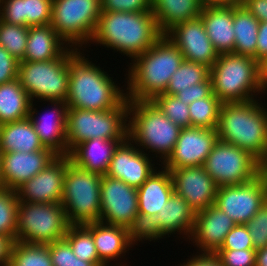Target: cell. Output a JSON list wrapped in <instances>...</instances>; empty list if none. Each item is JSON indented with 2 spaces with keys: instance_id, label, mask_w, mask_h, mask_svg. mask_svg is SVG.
Listing matches in <instances>:
<instances>
[{
  "instance_id": "9c48e42d",
  "label": "cell",
  "mask_w": 267,
  "mask_h": 266,
  "mask_svg": "<svg viewBox=\"0 0 267 266\" xmlns=\"http://www.w3.org/2000/svg\"><path fill=\"white\" fill-rule=\"evenodd\" d=\"M78 51L70 48L51 61H19L18 79L31 101H66L69 85V59ZM35 98V99H34Z\"/></svg>"
},
{
  "instance_id": "ffe728a7",
  "label": "cell",
  "mask_w": 267,
  "mask_h": 266,
  "mask_svg": "<svg viewBox=\"0 0 267 266\" xmlns=\"http://www.w3.org/2000/svg\"><path fill=\"white\" fill-rule=\"evenodd\" d=\"M57 156L52 150L1 153V187L16 190Z\"/></svg>"
},
{
  "instance_id": "91938a15",
  "label": "cell",
  "mask_w": 267,
  "mask_h": 266,
  "mask_svg": "<svg viewBox=\"0 0 267 266\" xmlns=\"http://www.w3.org/2000/svg\"><path fill=\"white\" fill-rule=\"evenodd\" d=\"M0 186H1V151H0Z\"/></svg>"
},
{
  "instance_id": "8992f818",
  "label": "cell",
  "mask_w": 267,
  "mask_h": 266,
  "mask_svg": "<svg viewBox=\"0 0 267 266\" xmlns=\"http://www.w3.org/2000/svg\"><path fill=\"white\" fill-rule=\"evenodd\" d=\"M181 129L153 101L129 100L128 138L146 154L155 152L159 162L172 153Z\"/></svg>"
},
{
  "instance_id": "681fc988",
  "label": "cell",
  "mask_w": 267,
  "mask_h": 266,
  "mask_svg": "<svg viewBox=\"0 0 267 266\" xmlns=\"http://www.w3.org/2000/svg\"><path fill=\"white\" fill-rule=\"evenodd\" d=\"M256 61L262 66L267 61V22H259Z\"/></svg>"
},
{
  "instance_id": "f6af8a7d",
  "label": "cell",
  "mask_w": 267,
  "mask_h": 266,
  "mask_svg": "<svg viewBox=\"0 0 267 266\" xmlns=\"http://www.w3.org/2000/svg\"><path fill=\"white\" fill-rule=\"evenodd\" d=\"M220 249H254L252 238L245 224H236L226 235Z\"/></svg>"
},
{
  "instance_id": "cb8c5ba5",
  "label": "cell",
  "mask_w": 267,
  "mask_h": 266,
  "mask_svg": "<svg viewBox=\"0 0 267 266\" xmlns=\"http://www.w3.org/2000/svg\"><path fill=\"white\" fill-rule=\"evenodd\" d=\"M126 139H90L76 145L70 152L69 158L76 166L106 175L115 149Z\"/></svg>"
},
{
  "instance_id": "8fae6325",
  "label": "cell",
  "mask_w": 267,
  "mask_h": 266,
  "mask_svg": "<svg viewBox=\"0 0 267 266\" xmlns=\"http://www.w3.org/2000/svg\"><path fill=\"white\" fill-rule=\"evenodd\" d=\"M101 13V0H53L51 26L71 48L83 50Z\"/></svg>"
},
{
  "instance_id": "7dc6e473",
  "label": "cell",
  "mask_w": 267,
  "mask_h": 266,
  "mask_svg": "<svg viewBox=\"0 0 267 266\" xmlns=\"http://www.w3.org/2000/svg\"><path fill=\"white\" fill-rule=\"evenodd\" d=\"M19 61L0 45V84L18 78Z\"/></svg>"
},
{
  "instance_id": "f35d334b",
  "label": "cell",
  "mask_w": 267,
  "mask_h": 266,
  "mask_svg": "<svg viewBox=\"0 0 267 266\" xmlns=\"http://www.w3.org/2000/svg\"><path fill=\"white\" fill-rule=\"evenodd\" d=\"M127 235L130 243L134 246L138 241L141 243L143 240L156 242L157 240L166 238L162 234L160 227L157 225L155 215H148L138 213V215L126 227ZM156 240V241H155Z\"/></svg>"
},
{
  "instance_id": "44dd1931",
  "label": "cell",
  "mask_w": 267,
  "mask_h": 266,
  "mask_svg": "<svg viewBox=\"0 0 267 266\" xmlns=\"http://www.w3.org/2000/svg\"><path fill=\"white\" fill-rule=\"evenodd\" d=\"M236 223L225 212L211 205L196 213L189 238L199 248L198 254H215L223 245L227 233Z\"/></svg>"
},
{
  "instance_id": "ac0fdd59",
  "label": "cell",
  "mask_w": 267,
  "mask_h": 266,
  "mask_svg": "<svg viewBox=\"0 0 267 266\" xmlns=\"http://www.w3.org/2000/svg\"><path fill=\"white\" fill-rule=\"evenodd\" d=\"M174 192L197 213L215 203L218 186L204 166L170 169Z\"/></svg>"
},
{
  "instance_id": "1f68e13d",
  "label": "cell",
  "mask_w": 267,
  "mask_h": 266,
  "mask_svg": "<svg viewBox=\"0 0 267 266\" xmlns=\"http://www.w3.org/2000/svg\"><path fill=\"white\" fill-rule=\"evenodd\" d=\"M31 102L18 78L0 84V125L29 117Z\"/></svg>"
},
{
  "instance_id": "484cf974",
  "label": "cell",
  "mask_w": 267,
  "mask_h": 266,
  "mask_svg": "<svg viewBox=\"0 0 267 266\" xmlns=\"http://www.w3.org/2000/svg\"><path fill=\"white\" fill-rule=\"evenodd\" d=\"M84 226L92 233L98 257L106 266L121 256L125 257L130 247H133L125 227L102 222H91Z\"/></svg>"
},
{
  "instance_id": "4dcf8cb0",
  "label": "cell",
  "mask_w": 267,
  "mask_h": 266,
  "mask_svg": "<svg viewBox=\"0 0 267 266\" xmlns=\"http://www.w3.org/2000/svg\"><path fill=\"white\" fill-rule=\"evenodd\" d=\"M50 150L43 146L29 117L0 125V151L34 152Z\"/></svg>"
},
{
  "instance_id": "ee69618b",
  "label": "cell",
  "mask_w": 267,
  "mask_h": 266,
  "mask_svg": "<svg viewBox=\"0 0 267 266\" xmlns=\"http://www.w3.org/2000/svg\"><path fill=\"white\" fill-rule=\"evenodd\" d=\"M214 255L218 258L222 266H255V249H219Z\"/></svg>"
},
{
  "instance_id": "4fadbf2b",
  "label": "cell",
  "mask_w": 267,
  "mask_h": 266,
  "mask_svg": "<svg viewBox=\"0 0 267 266\" xmlns=\"http://www.w3.org/2000/svg\"><path fill=\"white\" fill-rule=\"evenodd\" d=\"M266 200L267 176L261 172L247 183L218 187L214 205L236 224H246Z\"/></svg>"
},
{
  "instance_id": "d590c367",
  "label": "cell",
  "mask_w": 267,
  "mask_h": 266,
  "mask_svg": "<svg viewBox=\"0 0 267 266\" xmlns=\"http://www.w3.org/2000/svg\"><path fill=\"white\" fill-rule=\"evenodd\" d=\"M9 266H53L48 244L16 241Z\"/></svg>"
},
{
  "instance_id": "f5cc1de1",
  "label": "cell",
  "mask_w": 267,
  "mask_h": 266,
  "mask_svg": "<svg viewBox=\"0 0 267 266\" xmlns=\"http://www.w3.org/2000/svg\"><path fill=\"white\" fill-rule=\"evenodd\" d=\"M187 262V263H186ZM179 266H222L214 254H195Z\"/></svg>"
},
{
  "instance_id": "680465c9",
  "label": "cell",
  "mask_w": 267,
  "mask_h": 266,
  "mask_svg": "<svg viewBox=\"0 0 267 266\" xmlns=\"http://www.w3.org/2000/svg\"><path fill=\"white\" fill-rule=\"evenodd\" d=\"M247 0H230V5H243Z\"/></svg>"
},
{
  "instance_id": "d6a6232c",
  "label": "cell",
  "mask_w": 267,
  "mask_h": 266,
  "mask_svg": "<svg viewBox=\"0 0 267 266\" xmlns=\"http://www.w3.org/2000/svg\"><path fill=\"white\" fill-rule=\"evenodd\" d=\"M259 21L244 5H233V30L235 46L233 53L246 55L256 60Z\"/></svg>"
},
{
  "instance_id": "52a82bcc",
  "label": "cell",
  "mask_w": 267,
  "mask_h": 266,
  "mask_svg": "<svg viewBox=\"0 0 267 266\" xmlns=\"http://www.w3.org/2000/svg\"><path fill=\"white\" fill-rule=\"evenodd\" d=\"M128 108L126 98L118 107L106 111L68 108L66 121L67 155L79 143L90 139H127Z\"/></svg>"
},
{
  "instance_id": "74e56055",
  "label": "cell",
  "mask_w": 267,
  "mask_h": 266,
  "mask_svg": "<svg viewBox=\"0 0 267 266\" xmlns=\"http://www.w3.org/2000/svg\"><path fill=\"white\" fill-rule=\"evenodd\" d=\"M28 27L9 24L0 19V45L18 61L24 58Z\"/></svg>"
},
{
  "instance_id": "7a4b0ae2",
  "label": "cell",
  "mask_w": 267,
  "mask_h": 266,
  "mask_svg": "<svg viewBox=\"0 0 267 266\" xmlns=\"http://www.w3.org/2000/svg\"><path fill=\"white\" fill-rule=\"evenodd\" d=\"M162 35L152 11H102L90 43L119 51L133 60Z\"/></svg>"
},
{
  "instance_id": "bcb514c9",
  "label": "cell",
  "mask_w": 267,
  "mask_h": 266,
  "mask_svg": "<svg viewBox=\"0 0 267 266\" xmlns=\"http://www.w3.org/2000/svg\"><path fill=\"white\" fill-rule=\"evenodd\" d=\"M102 11L146 12L151 11V0H101Z\"/></svg>"
},
{
  "instance_id": "83f0119b",
  "label": "cell",
  "mask_w": 267,
  "mask_h": 266,
  "mask_svg": "<svg viewBox=\"0 0 267 266\" xmlns=\"http://www.w3.org/2000/svg\"><path fill=\"white\" fill-rule=\"evenodd\" d=\"M196 212L187 204L186 200L173 192L166 205L155 214L157 225L164 236L169 234L185 235L189 239L195 225ZM187 237V238H186Z\"/></svg>"
},
{
  "instance_id": "b9f144b4",
  "label": "cell",
  "mask_w": 267,
  "mask_h": 266,
  "mask_svg": "<svg viewBox=\"0 0 267 266\" xmlns=\"http://www.w3.org/2000/svg\"><path fill=\"white\" fill-rule=\"evenodd\" d=\"M48 248L53 266H98L77 258L65 239L48 244Z\"/></svg>"
},
{
  "instance_id": "d6986e66",
  "label": "cell",
  "mask_w": 267,
  "mask_h": 266,
  "mask_svg": "<svg viewBox=\"0 0 267 266\" xmlns=\"http://www.w3.org/2000/svg\"><path fill=\"white\" fill-rule=\"evenodd\" d=\"M153 161L127 138L115 149L106 175L138 189L156 170Z\"/></svg>"
},
{
  "instance_id": "e575fe53",
  "label": "cell",
  "mask_w": 267,
  "mask_h": 266,
  "mask_svg": "<svg viewBox=\"0 0 267 266\" xmlns=\"http://www.w3.org/2000/svg\"><path fill=\"white\" fill-rule=\"evenodd\" d=\"M210 77V69L203 64L183 60L171 76L165 94L176 95L187 87L205 82Z\"/></svg>"
},
{
  "instance_id": "603a6c76",
  "label": "cell",
  "mask_w": 267,
  "mask_h": 266,
  "mask_svg": "<svg viewBox=\"0 0 267 266\" xmlns=\"http://www.w3.org/2000/svg\"><path fill=\"white\" fill-rule=\"evenodd\" d=\"M199 17L218 54L233 53V5H206Z\"/></svg>"
},
{
  "instance_id": "8d00e7d4",
  "label": "cell",
  "mask_w": 267,
  "mask_h": 266,
  "mask_svg": "<svg viewBox=\"0 0 267 266\" xmlns=\"http://www.w3.org/2000/svg\"><path fill=\"white\" fill-rule=\"evenodd\" d=\"M222 102L212 93L189 104L191 126L216 129Z\"/></svg>"
},
{
  "instance_id": "9f6ffc18",
  "label": "cell",
  "mask_w": 267,
  "mask_h": 266,
  "mask_svg": "<svg viewBox=\"0 0 267 266\" xmlns=\"http://www.w3.org/2000/svg\"><path fill=\"white\" fill-rule=\"evenodd\" d=\"M262 82L264 91H267V61L262 65Z\"/></svg>"
},
{
  "instance_id": "5b68a950",
  "label": "cell",
  "mask_w": 267,
  "mask_h": 266,
  "mask_svg": "<svg viewBox=\"0 0 267 266\" xmlns=\"http://www.w3.org/2000/svg\"><path fill=\"white\" fill-rule=\"evenodd\" d=\"M213 94L222 103L246 102L266 95L262 66L252 57L235 53L219 54L210 68Z\"/></svg>"
},
{
  "instance_id": "11a10c76",
  "label": "cell",
  "mask_w": 267,
  "mask_h": 266,
  "mask_svg": "<svg viewBox=\"0 0 267 266\" xmlns=\"http://www.w3.org/2000/svg\"><path fill=\"white\" fill-rule=\"evenodd\" d=\"M206 5H230V0H201Z\"/></svg>"
},
{
  "instance_id": "3957f363",
  "label": "cell",
  "mask_w": 267,
  "mask_h": 266,
  "mask_svg": "<svg viewBox=\"0 0 267 266\" xmlns=\"http://www.w3.org/2000/svg\"><path fill=\"white\" fill-rule=\"evenodd\" d=\"M83 55L79 49L69 59L68 108L106 111L118 107L126 99V92Z\"/></svg>"
},
{
  "instance_id": "30bf717a",
  "label": "cell",
  "mask_w": 267,
  "mask_h": 266,
  "mask_svg": "<svg viewBox=\"0 0 267 266\" xmlns=\"http://www.w3.org/2000/svg\"><path fill=\"white\" fill-rule=\"evenodd\" d=\"M69 226L62 203L19 201L16 241L47 245L64 239Z\"/></svg>"
},
{
  "instance_id": "7402d4cb",
  "label": "cell",
  "mask_w": 267,
  "mask_h": 266,
  "mask_svg": "<svg viewBox=\"0 0 267 266\" xmlns=\"http://www.w3.org/2000/svg\"><path fill=\"white\" fill-rule=\"evenodd\" d=\"M52 110L41 117L37 107L31 102L29 118L43 146L57 155H67L66 121L68 106L66 101H46ZM50 111V112H48ZM38 116V117H37Z\"/></svg>"
},
{
  "instance_id": "836d02e7",
  "label": "cell",
  "mask_w": 267,
  "mask_h": 266,
  "mask_svg": "<svg viewBox=\"0 0 267 266\" xmlns=\"http://www.w3.org/2000/svg\"><path fill=\"white\" fill-rule=\"evenodd\" d=\"M64 239L70 244L75 256L98 266H106L98 257L92 233L84 225H70ZM119 266H127L125 263Z\"/></svg>"
},
{
  "instance_id": "277c9868",
  "label": "cell",
  "mask_w": 267,
  "mask_h": 266,
  "mask_svg": "<svg viewBox=\"0 0 267 266\" xmlns=\"http://www.w3.org/2000/svg\"><path fill=\"white\" fill-rule=\"evenodd\" d=\"M263 105L257 98L222 103L216 127L219 140L248 151L261 164L267 157V108Z\"/></svg>"
},
{
  "instance_id": "c3c4849f",
  "label": "cell",
  "mask_w": 267,
  "mask_h": 266,
  "mask_svg": "<svg viewBox=\"0 0 267 266\" xmlns=\"http://www.w3.org/2000/svg\"><path fill=\"white\" fill-rule=\"evenodd\" d=\"M212 93V80L209 77L205 82H200L198 84L187 87L186 90L178 92L175 96L180 98L183 103L189 105L195 100L209 97Z\"/></svg>"
},
{
  "instance_id": "f546056e",
  "label": "cell",
  "mask_w": 267,
  "mask_h": 266,
  "mask_svg": "<svg viewBox=\"0 0 267 266\" xmlns=\"http://www.w3.org/2000/svg\"><path fill=\"white\" fill-rule=\"evenodd\" d=\"M203 7L201 0H151V11L162 34L178 23L198 18Z\"/></svg>"
},
{
  "instance_id": "e0dca14e",
  "label": "cell",
  "mask_w": 267,
  "mask_h": 266,
  "mask_svg": "<svg viewBox=\"0 0 267 266\" xmlns=\"http://www.w3.org/2000/svg\"><path fill=\"white\" fill-rule=\"evenodd\" d=\"M68 155H58L42 171L15 191L19 201L29 203H61Z\"/></svg>"
},
{
  "instance_id": "d4e9b609",
  "label": "cell",
  "mask_w": 267,
  "mask_h": 266,
  "mask_svg": "<svg viewBox=\"0 0 267 266\" xmlns=\"http://www.w3.org/2000/svg\"><path fill=\"white\" fill-rule=\"evenodd\" d=\"M53 0H0V19L31 27L51 24Z\"/></svg>"
},
{
  "instance_id": "ab89813d",
  "label": "cell",
  "mask_w": 267,
  "mask_h": 266,
  "mask_svg": "<svg viewBox=\"0 0 267 266\" xmlns=\"http://www.w3.org/2000/svg\"><path fill=\"white\" fill-rule=\"evenodd\" d=\"M18 205L16 191L0 186V234L16 239Z\"/></svg>"
},
{
  "instance_id": "f907efd6",
  "label": "cell",
  "mask_w": 267,
  "mask_h": 266,
  "mask_svg": "<svg viewBox=\"0 0 267 266\" xmlns=\"http://www.w3.org/2000/svg\"><path fill=\"white\" fill-rule=\"evenodd\" d=\"M16 239L0 234V266H9Z\"/></svg>"
},
{
  "instance_id": "9a60e30c",
  "label": "cell",
  "mask_w": 267,
  "mask_h": 266,
  "mask_svg": "<svg viewBox=\"0 0 267 266\" xmlns=\"http://www.w3.org/2000/svg\"><path fill=\"white\" fill-rule=\"evenodd\" d=\"M218 140L216 129L192 126L182 128L172 153L161 163L160 167L170 170L203 166Z\"/></svg>"
},
{
  "instance_id": "f1b7e54d",
  "label": "cell",
  "mask_w": 267,
  "mask_h": 266,
  "mask_svg": "<svg viewBox=\"0 0 267 266\" xmlns=\"http://www.w3.org/2000/svg\"><path fill=\"white\" fill-rule=\"evenodd\" d=\"M157 169L137 189L138 213L155 215L166 205L174 192L170 171L163 166L161 171Z\"/></svg>"
},
{
  "instance_id": "816d5d0a",
  "label": "cell",
  "mask_w": 267,
  "mask_h": 266,
  "mask_svg": "<svg viewBox=\"0 0 267 266\" xmlns=\"http://www.w3.org/2000/svg\"><path fill=\"white\" fill-rule=\"evenodd\" d=\"M243 5L259 22H267V0H247Z\"/></svg>"
},
{
  "instance_id": "7bdbcfd3",
  "label": "cell",
  "mask_w": 267,
  "mask_h": 266,
  "mask_svg": "<svg viewBox=\"0 0 267 266\" xmlns=\"http://www.w3.org/2000/svg\"><path fill=\"white\" fill-rule=\"evenodd\" d=\"M245 225L252 238L254 249L257 251L265 248L267 246V200Z\"/></svg>"
},
{
  "instance_id": "6f0895ef",
  "label": "cell",
  "mask_w": 267,
  "mask_h": 266,
  "mask_svg": "<svg viewBox=\"0 0 267 266\" xmlns=\"http://www.w3.org/2000/svg\"><path fill=\"white\" fill-rule=\"evenodd\" d=\"M261 172L267 176V157L261 164Z\"/></svg>"
},
{
  "instance_id": "4316f807",
  "label": "cell",
  "mask_w": 267,
  "mask_h": 266,
  "mask_svg": "<svg viewBox=\"0 0 267 266\" xmlns=\"http://www.w3.org/2000/svg\"><path fill=\"white\" fill-rule=\"evenodd\" d=\"M71 47L51 24L28 27V40L21 61H51L62 57Z\"/></svg>"
},
{
  "instance_id": "60d3db41",
  "label": "cell",
  "mask_w": 267,
  "mask_h": 266,
  "mask_svg": "<svg viewBox=\"0 0 267 266\" xmlns=\"http://www.w3.org/2000/svg\"><path fill=\"white\" fill-rule=\"evenodd\" d=\"M163 114L181 128L191 127L189 106L175 95L160 94L152 100Z\"/></svg>"
},
{
  "instance_id": "2e32d148",
  "label": "cell",
  "mask_w": 267,
  "mask_h": 266,
  "mask_svg": "<svg viewBox=\"0 0 267 266\" xmlns=\"http://www.w3.org/2000/svg\"><path fill=\"white\" fill-rule=\"evenodd\" d=\"M165 36L180 50L185 60L203 64L209 69L217 61L219 54L200 17L174 25Z\"/></svg>"
},
{
  "instance_id": "6da1fadb",
  "label": "cell",
  "mask_w": 267,
  "mask_h": 266,
  "mask_svg": "<svg viewBox=\"0 0 267 266\" xmlns=\"http://www.w3.org/2000/svg\"><path fill=\"white\" fill-rule=\"evenodd\" d=\"M184 60L180 50L163 34L151 48L135 57L126 73V98L152 101L165 93L171 76Z\"/></svg>"
},
{
  "instance_id": "ba28073f",
  "label": "cell",
  "mask_w": 267,
  "mask_h": 266,
  "mask_svg": "<svg viewBox=\"0 0 267 266\" xmlns=\"http://www.w3.org/2000/svg\"><path fill=\"white\" fill-rule=\"evenodd\" d=\"M102 175L69 162L66 167L61 203L70 225L100 222Z\"/></svg>"
},
{
  "instance_id": "7c38bea8",
  "label": "cell",
  "mask_w": 267,
  "mask_h": 266,
  "mask_svg": "<svg viewBox=\"0 0 267 266\" xmlns=\"http://www.w3.org/2000/svg\"><path fill=\"white\" fill-rule=\"evenodd\" d=\"M203 166L218 187L244 184L261 173V163L248 151L221 140Z\"/></svg>"
},
{
  "instance_id": "5bb4252c",
  "label": "cell",
  "mask_w": 267,
  "mask_h": 266,
  "mask_svg": "<svg viewBox=\"0 0 267 266\" xmlns=\"http://www.w3.org/2000/svg\"><path fill=\"white\" fill-rule=\"evenodd\" d=\"M100 222L127 227L138 215L137 189L120 179L102 176Z\"/></svg>"
},
{
  "instance_id": "db71d44e",
  "label": "cell",
  "mask_w": 267,
  "mask_h": 266,
  "mask_svg": "<svg viewBox=\"0 0 267 266\" xmlns=\"http://www.w3.org/2000/svg\"><path fill=\"white\" fill-rule=\"evenodd\" d=\"M255 266H267V246L256 251Z\"/></svg>"
}]
</instances>
